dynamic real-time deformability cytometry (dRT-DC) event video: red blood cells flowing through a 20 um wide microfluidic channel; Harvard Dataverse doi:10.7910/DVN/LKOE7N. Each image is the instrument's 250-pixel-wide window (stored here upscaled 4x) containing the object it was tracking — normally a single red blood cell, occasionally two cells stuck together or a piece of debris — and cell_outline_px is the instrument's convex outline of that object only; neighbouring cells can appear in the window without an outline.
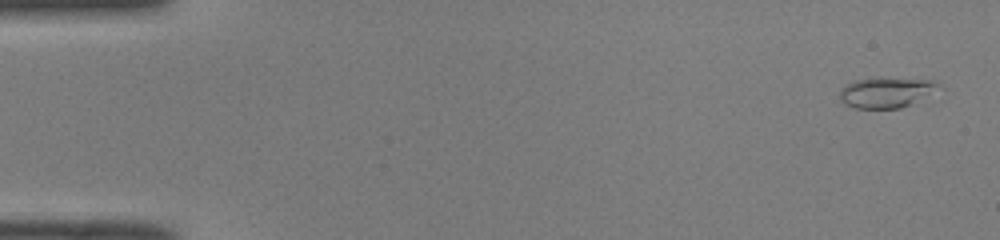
{"species": "common noctule bat (a hibernating species)", "species_latin": "Nyctalus noctula", "temperature_condition": "room temperature", "stored_images_in_passage": 50, "camera_frame_rate_fps": 3000, "um_per_image_px": 0.085, "animal": {"sex": "male", "body_mass_g": 19.0, "forearm_length_mm": 50.8}, "frame": {"image": 1, "passage_image": 2, "time_ms": 0.333, "image_size_px": [1000, 240], "cell_outline_px": [[944, 88], [912, 104], [900, 108], [856, 108], [844, 104], [840, 100], [840, 88], [844, 84], [856, 80], [940, 80]], "centroid_in_image_um": [75.4, 7.89], "position_along_channel_um": 9.6, "area_um2": 17.28}}
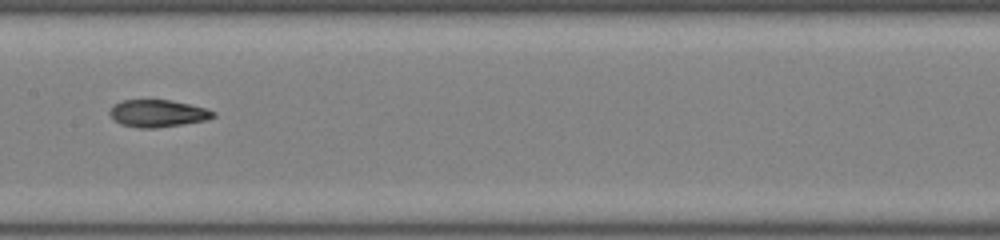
{"frame": {"image": 2, "passage_image": 26, "time_ms": 8.333, "image_size_px": [1000, 240], "cell_outline_px": [[216, 116], [204, 120], [184, 124], [156, 128], [140, 128], [120, 124], [108, 112], [112, 104], [124, 100], [172, 100], [204, 108], [216, 112]], "centroid_in_image_um": [13.39, 9.63], "position_along_channel_um": 194.0, "area_um2": 16.36}}
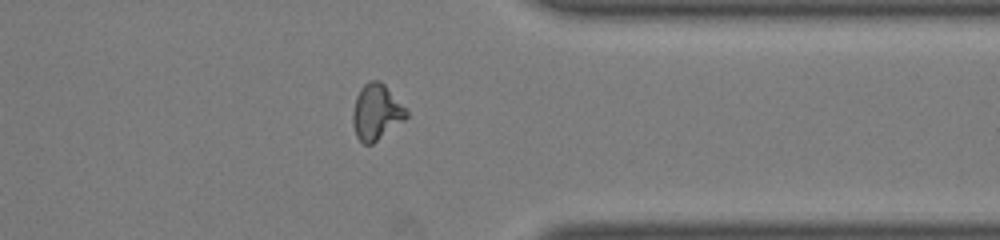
{"frame": {"image": 3, "passage_image": 40, "time_ms": 13.0, "image_size_px": [1000, 240], "cell_outline_px": [[408, 116], [404, 120], [372, 144], [364, 144], [356, 136], [352, 124], [352, 112], [356, 96], [360, 88], [368, 80], [380, 80], [384, 84], [408, 112]], "centroid_in_image_um": [31.95, 9.52], "position_along_channel_um": 379.4, "area_um2": 17.28}, "authors_computed_cell_mechanics": {"area_um2": 16.6753, "velocity_mm_per_s": 4.0973, "shape_relaxation_time_tau1_ms": 5.875, "shape_relaxation_time_tau2_ms": 2.192, "deformation_change_tau1": 0.2009, "deformation_change_tau2": 0.08}}